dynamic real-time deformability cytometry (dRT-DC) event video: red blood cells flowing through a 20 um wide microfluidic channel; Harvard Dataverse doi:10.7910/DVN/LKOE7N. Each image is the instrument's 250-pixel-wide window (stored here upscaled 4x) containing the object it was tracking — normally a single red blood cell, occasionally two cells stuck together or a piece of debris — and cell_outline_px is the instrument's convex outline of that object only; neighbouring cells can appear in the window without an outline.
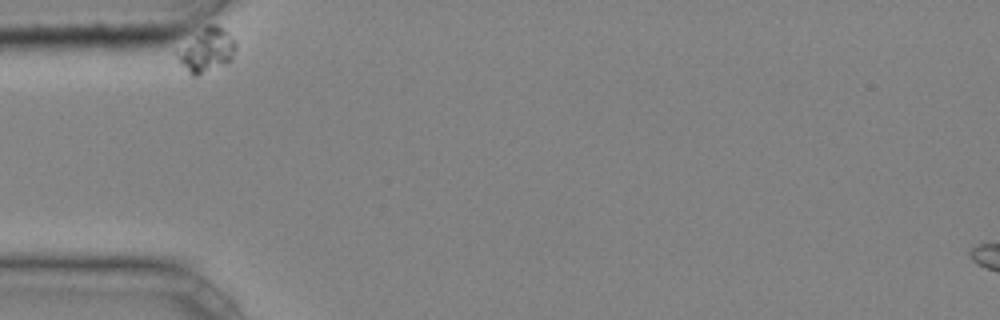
{"species": "common noctule bat (a hibernating species)", "species_latin": "Nyctalus noctula", "temperature_condition": "cold", "stored_images_in_passage": 31, "camera_frame_rate_fps": 3000, "um_per_image_px": 0.085, "animal": {"sex": "male", "body_mass_g": 20.4}, "frame": {"image": 1, "passage_image": 1, "time_ms": 0.0, "image_size_px": [1000, 320], "cell_outline_px": [[236, 48], [232, 60], [196, 76], [192, 76], [188, 72], [180, 60], [176, 52], [204, 24], [216, 24], [228, 32], [236, 44]], "centroid_in_image_um": [17.59, 4.22], "position_along_channel_um": 67.4, "area_um2": 14.62}}
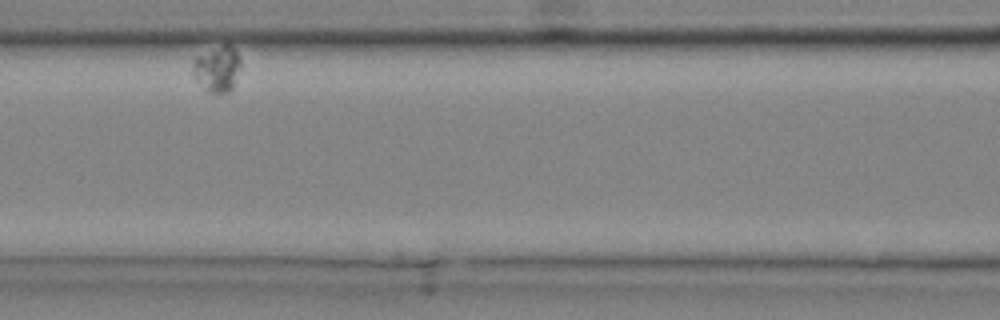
{"frame": {"image": 2, "passage_image": 10, "time_ms": 3.0, "image_size_px": [1000, 320], "cell_outline_px": [[240, 68], [232, 88], [228, 92], [208, 92], [204, 88], [192, 72], [192, 60], [196, 56], [224, 44], [228, 44], [236, 52], [240, 60]], "centroid_in_image_um": [18.45, 5.84], "position_along_channel_um": 148.2, "area_um2": 12.48}}
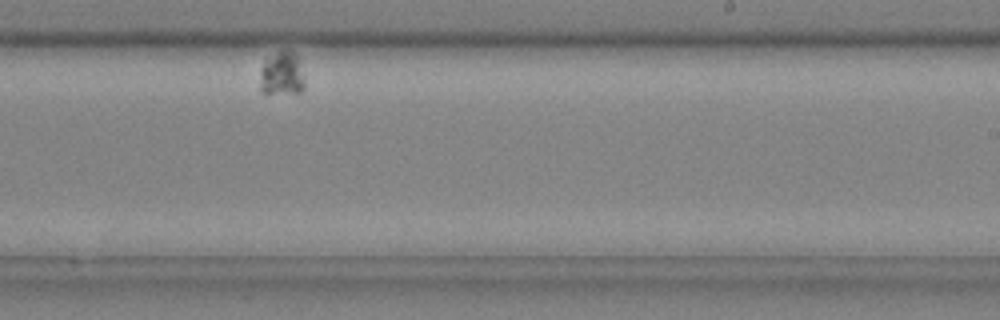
{"frame": {"image": 3, "passage_image": 22, "time_ms": 7.0, "image_size_px": [1000, 320], "cell_outline_px": [[304, 92], [260, 92], [260, 72], [264, 60], [280, 48], [288, 48], [296, 56], [304, 80]], "centroid_in_image_um": [23.93, 6.22], "position_along_channel_um": 265.1, "area_um2": 11.39}}